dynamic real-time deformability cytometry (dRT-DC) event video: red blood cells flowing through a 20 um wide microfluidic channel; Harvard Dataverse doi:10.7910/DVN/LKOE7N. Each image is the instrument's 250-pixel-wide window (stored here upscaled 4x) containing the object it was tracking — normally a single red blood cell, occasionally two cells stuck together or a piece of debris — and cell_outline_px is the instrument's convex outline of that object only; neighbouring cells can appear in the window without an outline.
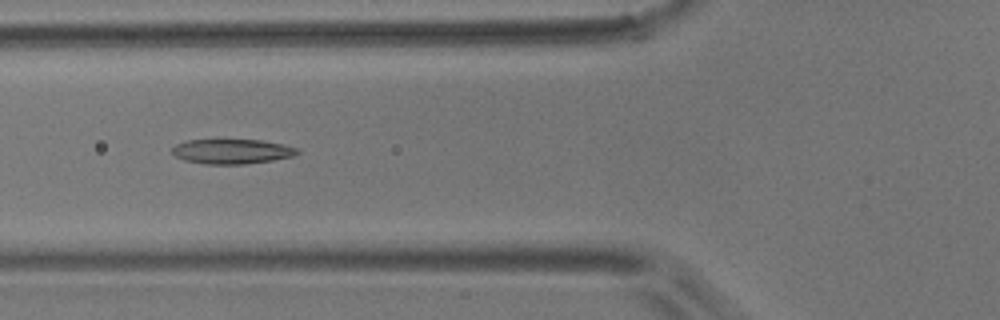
{"species": "common noctule bat (a hibernating species)", "species_latin": "Nyctalus noctula", "temperature_condition": "room temperature", "stored_images_in_passage": 6, "camera_frame_rate_fps": 3000, "um_per_image_px": 0.085, "animal": {"sex": "male", "body_mass_g": 17.9}, "frame": {"image": 1, "passage_image": 6, "time_ms": 6.0, "image_size_px": [1000, 320], "cell_outline_px": [[300, 152], [292, 156], [272, 160], [244, 164], [204, 164], [184, 160], [176, 156], [172, 152], [172, 148], [176, 144], [188, 140], [260, 140], [284, 144], [296, 148]], "centroid_in_image_um": [19.7, 12.87], "position_along_channel_um": 106.1, "area_um2": 17.92}}